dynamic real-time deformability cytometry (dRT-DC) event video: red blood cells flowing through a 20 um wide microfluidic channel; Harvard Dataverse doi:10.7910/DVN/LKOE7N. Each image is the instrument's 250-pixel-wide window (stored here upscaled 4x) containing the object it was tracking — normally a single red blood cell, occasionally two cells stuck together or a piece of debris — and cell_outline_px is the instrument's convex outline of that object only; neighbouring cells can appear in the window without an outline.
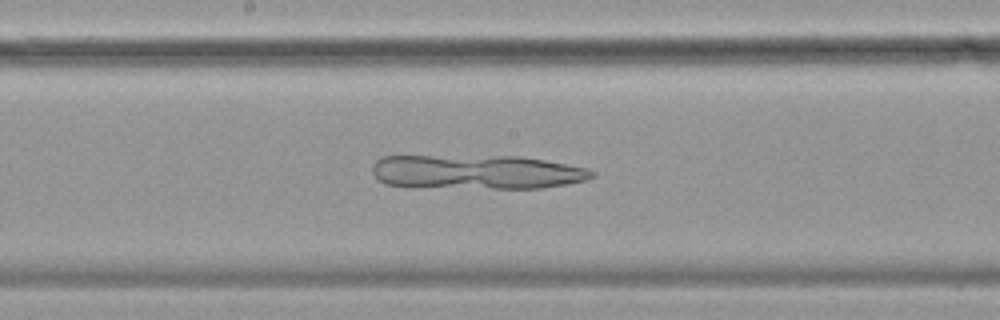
{"species": "common noctule bat (a hibernating species)", "species_latin": "Nyctalus noctula", "temperature_condition": "cold", "stored_images_in_passage": 36, "camera_frame_rate_fps": 3000, "um_per_image_px": 0.085, "animal": {"sex": "female", "body_mass_g": 19.9}, "frame": {"image": 1, "passage_image": 16, "time_ms": 5.0, "image_size_px": [1000, 320], "cell_outline_px": [[596, 176], [588, 180], [568, 184], [544, 188], [408, 188], [384, 184], [376, 180], [372, 172], [372, 164], [376, 160], [384, 156], [516, 156], [544, 160], [588, 168], [596, 172]], "centroid_in_image_um": [40.46, 14.64], "position_along_channel_um": 207.7, "area_um2": 44.91}}